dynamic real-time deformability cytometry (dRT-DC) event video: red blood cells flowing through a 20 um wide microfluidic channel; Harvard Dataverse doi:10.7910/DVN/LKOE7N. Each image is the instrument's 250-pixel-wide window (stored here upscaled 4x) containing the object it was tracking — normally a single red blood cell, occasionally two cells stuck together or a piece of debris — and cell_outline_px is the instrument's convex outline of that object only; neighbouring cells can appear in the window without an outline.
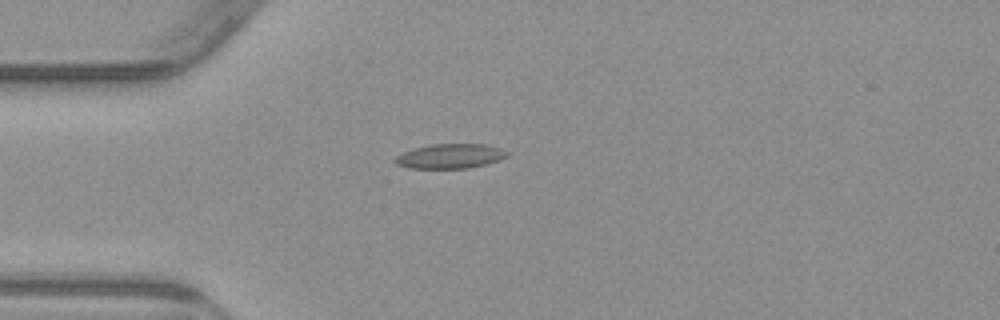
{"species": "common noctule bat (a hibernating species)", "species_latin": "Nyctalus noctula", "temperature_condition": "warm", "stored_images_in_passage": 1, "camera_frame_rate_fps": 3000, "um_per_image_px": 0.085, "animal": {"sex": "male", "body_mass_g": 23.1, "forearm_length_mm": 52.7}, "frame": {"image": 1, "passage_image": 1, "time_ms": 0.0, "image_size_px": [1000, 320], "cell_outline_px": [[508, 156], [500, 160], [468, 168], [408, 168], [396, 164], [392, 160], [396, 156], [412, 148], [432, 144], [488, 144], [500, 148], [508, 152]], "centroid_in_image_um": [38.25, 13.27], "position_along_channel_um": 46.8, "area_um2": 16.13}}